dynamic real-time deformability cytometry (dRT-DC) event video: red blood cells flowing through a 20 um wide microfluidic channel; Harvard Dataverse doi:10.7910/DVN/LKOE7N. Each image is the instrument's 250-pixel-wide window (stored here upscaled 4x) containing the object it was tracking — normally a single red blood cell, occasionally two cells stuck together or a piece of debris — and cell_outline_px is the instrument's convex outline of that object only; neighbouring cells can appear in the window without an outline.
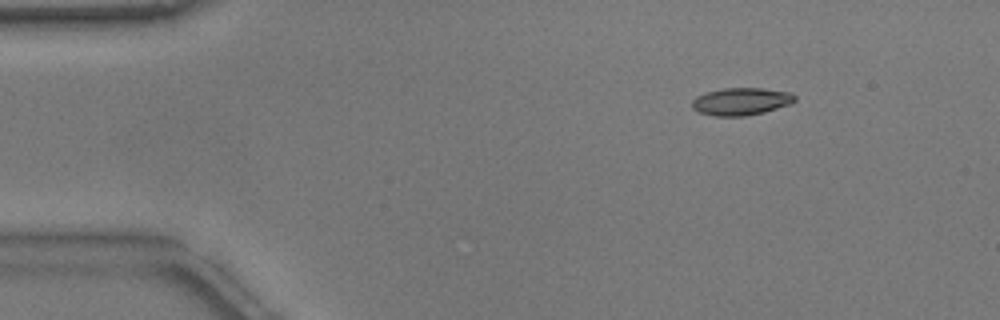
{"species": "common noctule bat (a hibernating species)", "species_latin": "Nyctalus noctula", "temperature_condition": "warm", "stored_images_in_passage": 47, "camera_frame_rate_fps": 3000, "um_per_image_px": 0.085, "animal": {"sex": "male", "body_mass_g": 17.9}, "frame": {"image": 1, "passage_image": 1, "time_ms": 0.0, "image_size_px": [1000, 320], "cell_outline_px": [[796, 100], [788, 104], [764, 112], [744, 116], [712, 116], [700, 112], [692, 108], [692, 100], [696, 96], [704, 92], [724, 88], [760, 88], [792, 92], [796, 96]], "centroid_in_image_um": [62.97, 8.61], "position_along_channel_um": 22.0, "area_um2": 16.47}}
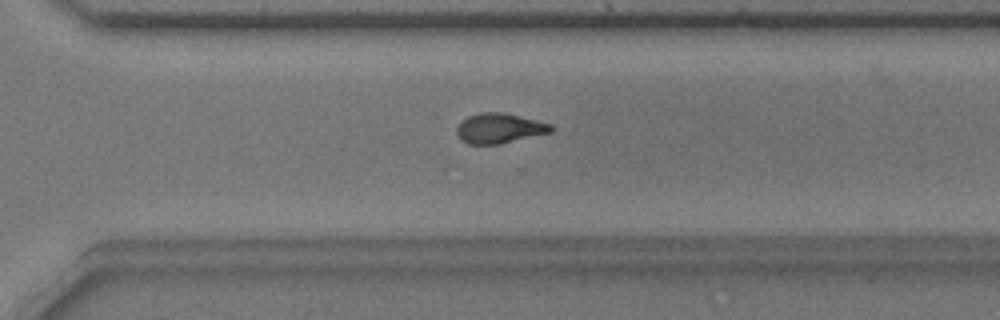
{"frame": {"image": 2, "passage_image": 31, "time_ms": 10.0, "image_size_px": [1000, 320], "cell_outline_px": [[552, 132], [496, 144], [468, 144], [460, 140], [456, 132], [456, 128], [468, 116], [480, 112], [504, 112], [552, 124]], "centroid_in_image_um": [42.43, 10.9], "position_along_channel_um": 328.2, "area_um2": 16.3}}
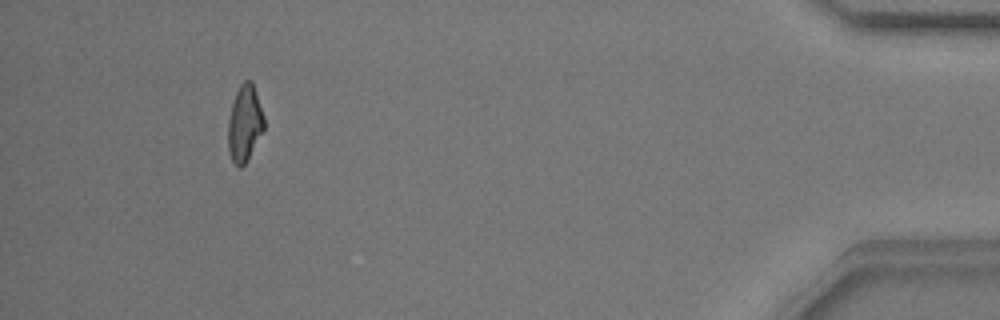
{"frame": {"image": 3, "passage_image": 43, "time_ms": 14.0, "image_size_px": [1000, 320], "cell_outline_px": [[264, 128], [248, 160], [240, 168], [232, 160], [228, 152], [228, 120], [232, 100], [240, 84], [244, 80], [252, 80], [264, 116]], "centroid_in_image_um": [20.78, 10.47], "position_along_channel_um": 414.4, "area_um2": 16.13}, "authors_computed_cell_mechanics": {"area_um2": 16.4152, "velocity_mm_per_s": 3.8118, "shape_relaxation_time_tau1_ms": 10.4642, "shape_relaxation_time_tau2_ms": 2.9655, "deformation_change_tau1": 0.2863, "deformation_change_tau2": 0.0889}}